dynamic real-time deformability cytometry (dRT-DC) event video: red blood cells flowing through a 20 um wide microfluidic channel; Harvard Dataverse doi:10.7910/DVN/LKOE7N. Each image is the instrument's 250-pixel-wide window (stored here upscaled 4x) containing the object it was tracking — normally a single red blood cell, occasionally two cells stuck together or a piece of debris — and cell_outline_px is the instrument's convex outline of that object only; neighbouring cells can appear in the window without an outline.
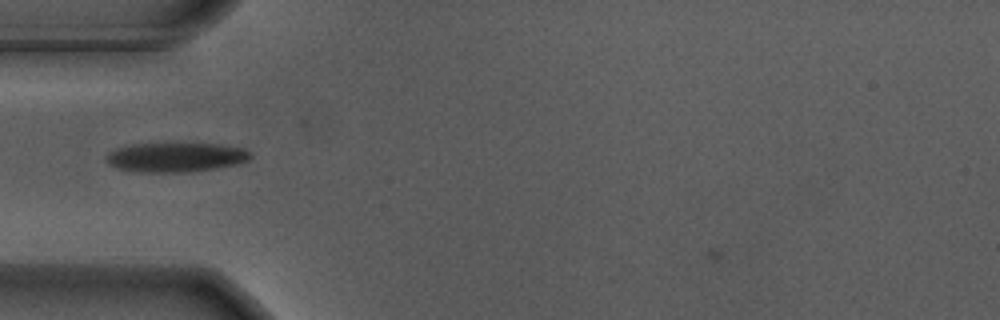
{"species": "Egyptian fruit bat (a non-hibernating species)", "species_latin": "Rousettus aegyptiacus", "temperature_condition": "warm", "stored_images_in_passage": 34, "camera_frame_rate_fps": 3000, "um_per_image_px": 0.085, "animal": {"sex": "male"}, "frame": {"image": 1, "passage_image": 8, "time_ms": 2.333, "image_size_px": [1000, 320], "cell_outline_px": [[252, 156], [248, 160], [236, 164], [192, 172], [140, 172], [120, 168], [108, 164], [108, 152], [116, 148], [132, 144], [220, 144], [244, 148], [252, 152]], "centroid_in_image_um": [14.99, 13.36], "position_along_channel_um": 70.0, "area_um2": 24.51}}
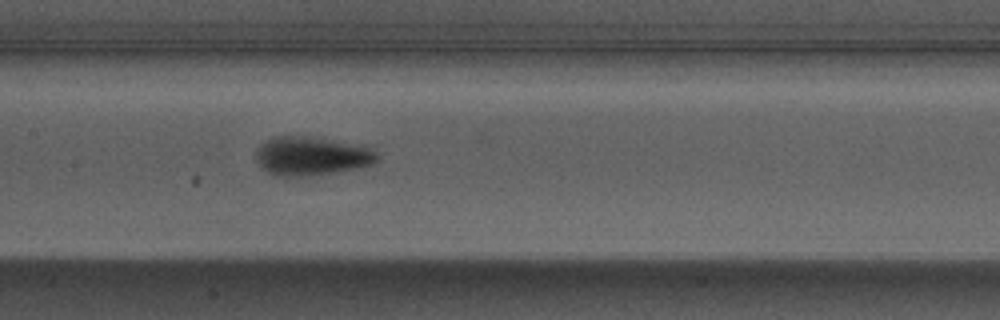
{"frame": {"image": 2, "passage_image": 17, "time_ms": 5.333, "image_size_px": [1000, 320], "cell_outline_px": [[376, 160], [372, 164], [360, 168], [312, 176], [276, 176], [268, 172], [256, 160], [256, 152], [260, 144], [272, 136], [304, 136], [368, 148], [376, 152]], "centroid_in_image_um": [26.4, 13.29], "position_along_channel_um": 181.0, "area_um2": 26.76}}
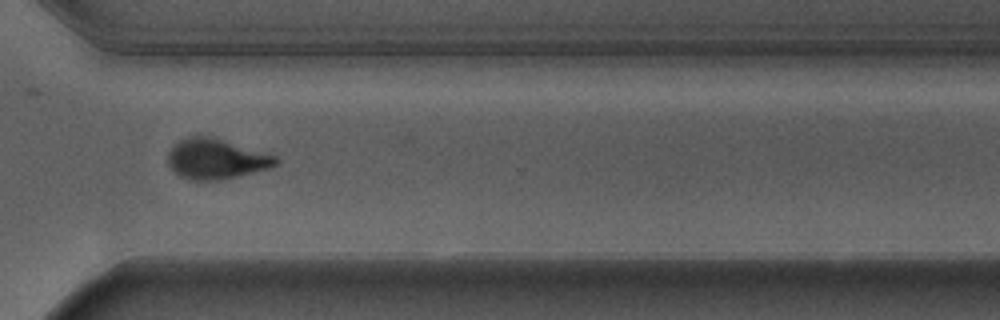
{"frame": {"image": 3, "passage_image": 31, "time_ms": 10.0, "image_size_px": [1000, 320], "cell_outline_px": [[280, 160], [276, 164], [268, 168], [220, 180], [192, 180], [180, 176], [168, 164], [168, 152], [180, 140], [196, 132], [200, 132], [276, 156]], "centroid_in_image_um": [18.33, 13.46], "position_along_channel_um": 352.3, "area_um2": 25.37}, "authors_computed_cell_mechanics": {"area_um2": 25.3453, "velocity_mm_per_s": 3.6751, "shape_relaxation_time_tau1_ms": 2.1251, "shape_relaxation_time_tau2_ms": null, "deformation_change_tau1": 0.1621, "deformation_change_tau2": null}}